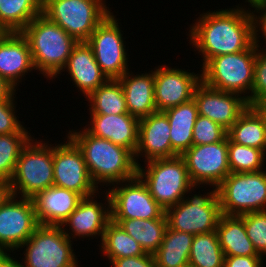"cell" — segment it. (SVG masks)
Instances as JSON below:
<instances>
[{
  "label": "cell",
  "mask_w": 266,
  "mask_h": 267,
  "mask_svg": "<svg viewBox=\"0 0 266 267\" xmlns=\"http://www.w3.org/2000/svg\"><path fill=\"white\" fill-rule=\"evenodd\" d=\"M42 142L33 137L21 150L10 180L12 195L32 199L54 185L53 146Z\"/></svg>",
  "instance_id": "5b68a950"
},
{
  "label": "cell",
  "mask_w": 266,
  "mask_h": 267,
  "mask_svg": "<svg viewBox=\"0 0 266 267\" xmlns=\"http://www.w3.org/2000/svg\"><path fill=\"white\" fill-rule=\"evenodd\" d=\"M123 87L128 113L141 119L157 112L154 100V71L134 75L128 70L118 79Z\"/></svg>",
  "instance_id": "cb8c5ba5"
},
{
  "label": "cell",
  "mask_w": 266,
  "mask_h": 267,
  "mask_svg": "<svg viewBox=\"0 0 266 267\" xmlns=\"http://www.w3.org/2000/svg\"><path fill=\"white\" fill-rule=\"evenodd\" d=\"M43 0H0V29L21 32L42 13Z\"/></svg>",
  "instance_id": "f546056e"
},
{
  "label": "cell",
  "mask_w": 266,
  "mask_h": 267,
  "mask_svg": "<svg viewBox=\"0 0 266 267\" xmlns=\"http://www.w3.org/2000/svg\"><path fill=\"white\" fill-rule=\"evenodd\" d=\"M262 256H225L223 267H263Z\"/></svg>",
  "instance_id": "b9f144b4"
},
{
  "label": "cell",
  "mask_w": 266,
  "mask_h": 267,
  "mask_svg": "<svg viewBox=\"0 0 266 267\" xmlns=\"http://www.w3.org/2000/svg\"><path fill=\"white\" fill-rule=\"evenodd\" d=\"M32 199L39 225L61 226L83 197L72 190L53 185Z\"/></svg>",
  "instance_id": "7402d4cb"
},
{
  "label": "cell",
  "mask_w": 266,
  "mask_h": 267,
  "mask_svg": "<svg viewBox=\"0 0 266 267\" xmlns=\"http://www.w3.org/2000/svg\"><path fill=\"white\" fill-rule=\"evenodd\" d=\"M236 7L203 12L190 26L189 40L201 53L203 66L213 57L248 50L253 45L251 10Z\"/></svg>",
  "instance_id": "6da1fadb"
},
{
  "label": "cell",
  "mask_w": 266,
  "mask_h": 267,
  "mask_svg": "<svg viewBox=\"0 0 266 267\" xmlns=\"http://www.w3.org/2000/svg\"><path fill=\"white\" fill-rule=\"evenodd\" d=\"M221 212L241 216L266 210V171L230 173L218 186Z\"/></svg>",
  "instance_id": "ba28073f"
},
{
  "label": "cell",
  "mask_w": 266,
  "mask_h": 267,
  "mask_svg": "<svg viewBox=\"0 0 266 267\" xmlns=\"http://www.w3.org/2000/svg\"><path fill=\"white\" fill-rule=\"evenodd\" d=\"M256 52L252 45L248 50L211 58L201 67V80L211 88L243 94L249 104Z\"/></svg>",
  "instance_id": "8992f818"
},
{
  "label": "cell",
  "mask_w": 266,
  "mask_h": 267,
  "mask_svg": "<svg viewBox=\"0 0 266 267\" xmlns=\"http://www.w3.org/2000/svg\"><path fill=\"white\" fill-rule=\"evenodd\" d=\"M116 184L120 186L113 184L106 190L111 200V219H157L165 213L138 175Z\"/></svg>",
  "instance_id": "4fadbf2b"
},
{
  "label": "cell",
  "mask_w": 266,
  "mask_h": 267,
  "mask_svg": "<svg viewBox=\"0 0 266 267\" xmlns=\"http://www.w3.org/2000/svg\"><path fill=\"white\" fill-rule=\"evenodd\" d=\"M227 130L211 119L198 115L193 128V145H205L222 141Z\"/></svg>",
  "instance_id": "8d00e7d4"
},
{
  "label": "cell",
  "mask_w": 266,
  "mask_h": 267,
  "mask_svg": "<svg viewBox=\"0 0 266 267\" xmlns=\"http://www.w3.org/2000/svg\"><path fill=\"white\" fill-rule=\"evenodd\" d=\"M27 39L35 70L48 80L63 70L78 41L43 13L35 17L22 31Z\"/></svg>",
  "instance_id": "3957f363"
},
{
  "label": "cell",
  "mask_w": 266,
  "mask_h": 267,
  "mask_svg": "<svg viewBox=\"0 0 266 267\" xmlns=\"http://www.w3.org/2000/svg\"><path fill=\"white\" fill-rule=\"evenodd\" d=\"M90 124L84 129L100 138L110 140L135 154L138 145L139 119L129 113L119 115L90 114ZM88 126V128H87Z\"/></svg>",
  "instance_id": "44dd1931"
},
{
  "label": "cell",
  "mask_w": 266,
  "mask_h": 267,
  "mask_svg": "<svg viewBox=\"0 0 266 267\" xmlns=\"http://www.w3.org/2000/svg\"><path fill=\"white\" fill-rule=\"evenodd\" d=\"M110 262L113 267H157L154 256L147 253L142 256L113 259Z\"/></svg>",
  "instance_id": "60d3db41"
},
{
  "label": "cell",
  "mask_w": 266,
  "mask_h": 267,
  "mask_svg": "<svg viewBox=\"0 0 266 267\" xmlns=\"http://www.w3.org/2000/svg\"><path fill=\"white\" fill-rule=\"evenodd\" d=\"M266 98V50L257 49L249 106Z\"/></svg>",
  "instance_id": "74e56055"
},
{
  "label": "cell",
  "mask_w": 266,
  "mask_h": 267,
  "mask_svg": "<svg viewBox=\"0 0 266 267\" xmlns=\"http://www.w3.org/2000/svg\"><path fill=\"white\" fill-rule=\"evenodd\" d=\"M194 186L218 187L231 173L228 159V137L222 141L192 145L182 155Z\"/></svg>",
  "instance_id": "7c38bea8"
},
{
  "label": "cell",
  "mask_w": 266,
  "mask_h": 267,
  "mask_svg": "<svg viewBox=\"0 0 266 267\" xmlns=\"http://www.w3.org/2000/svg\"><path fill=\"white\" fill-rule=\"evenodd\" d=\"M155 69L154 100L159 112L193 99L195 88L202 81L201 73L195 74L164 65H159Z\"/></svg>",
  "instance_id": "2e32d148"
},
{
  "label": "cell",
  "mask_w": 266,
  "mask_h": 267,
  "mask_svg": "<svg viewBox=\"0 0 266 267\" xmlns=\"http://www.w3.org/2000/svg\"><path fill=\"white\" fill-rule=\"evenodd\" d=\"M216 232L225 256H261L248 238L240 216L222 214Z\"/></svg>",
  "instance_id": "484cf974"
},
{
  "label": "cell",
  "mask_w": 266,
  "mask_h": 267,
  "mask_svg": "<svg viewBox=\"0 0 266 267\" xmlns=\"http://www.w3.org/2000/svg\"><path fill=\"white\" fill-rule=\"evenodd\" d=\"M70 130L68 136L80 148L92 182L99 185L113 184L134 178L137 164L134 154L110 140L93 136L85 129ZM102 183V184H101Z\"/></svg>",
  "instance_id": "7a4b0ae2"
},
{
  "label": "cell",
  "mask_w": 266,
  "mask_h": 267,
  "mask_svg": "<svg viewBox=\"0 0 266 267\" xmlns=\"http://www.w3.org/2000/svg\"><path fill=\"white\" fill-rule=\"evenodd\" d=\"M32 138L30 133L0 134V178H13L23 147Z\"/></svg>",
  "instance_id": "e575fe53"
},
{
  "label": "cell",
  "mask_w": 266,
  "mask_h": 267,
  "mask_svg": "<svg viewBox=\"0 0 266 267\" xmlns=\"http://www.w3.org/2000/svg\"><path fill=\"white\" fill-rule=\"evenodd\" d=\"M15 91L16 89L0 76V100H8Z\"/></svg>",
  "instance_id": "7bdbcfd3"
},
{
  "label": "cell",
  "mask_w": 266,
  "mask_h": 267,
  "mask_svg": "<svg viewBox=\"0 0 266 267\" xmlns=\"http://www.w3.org/2000/svg\"><path fill=\"white\" fill-rule=\"evenodd\" d=\"M265 155L263 150L237 144L228 138V159L231 173L263 170Z\"/></svg>",
  "instance_id": "836d02e7"
},
{
  "label": "cell",
  "mask_w": 266,
  "mask_h": 267,
  "mask_svg": "<svg viewBox=\"0 0 266 267\" xmlns=\"http://www.w3.org/2000/svg\"><path fill=\"white\" fill-rule=\"evenodd\" d=\"M11 254L0 252V267H23L22 262L15 260Z\"/></svg>",
  "instance_id": "f6af8a7d"
},
{
  "label": "cell",
  "mask_w": 266,
  "mask_h": 267,
  "mask_svg": "<svg viewBox=\"0 0 266 267\" xmlns=\"http://www.w3.org/2000/svg\"><path fill=\"white\" fill-rule=\"evenodd\" d=\"M33 69L27 39L21 32H3L0 35V76L17 89L22 78Z\"/></svg>",
  "instance_id": "ffe728a7"
},
{
  "label": "cell",
  "mask_w": 266,
  "mask_h": 267,
  "mask_svg": "<svg viewBox=\"0 0 266 267\" xmlns=\"http://www.w3.org/2000/svg\"><path fill=\"white\" fill-rule=\"evenodd\" d=\"M105 194L107 204L98 203L94 200L97 197L96 195L83 198L76 209L61 224L69 239L96 237L98 235L102 241L105 228L111 221V200L107 191ZM64 226L70 228L66 229Z\"/></svg>",
  "instance_id": "d6986e66"
},
{
  "label": "cell",
  "mask_w": 266,
  "mask_h": 267,
  "mask_svg": "<svg viewBox=\"0 0 266 267\" xmlns=\"http://www.w3.org/2000/svg\"><path fill=\"white\" fill-rule=\"evenodd\" d=\"M100 247L110 261L146 254L141 245L112 220L105 228Z\"/></svg>",
  "instance_id": "1f68e13d"
},
{
  "label": "cell",
  "mask_w": 266,
  "mask_h": 267,
  "mask_svg": "<svg viewBox=\"0 0 266 267\" xmlns=\"http://www.w3.org/2000/svg\"><path fill=\"white\" fill-rule=\"evenodd\" d=\"M12 196L10 181L0 178V207Z\"/></svg>",
  "instance_id": "ee69618b"
},
{
  "label": "cell",
  "mask_w": 266,
  "mask_h": 267,
  "mask_svg": "<svg viewBox=\"0 0 266 267\" xmlns=\"http://www.w3.org/2000/svg\"><path fill=\"white\" fill-rule=\"evenodd\" d=\"M38 226L33 199L12 195L0 207V252L17 250Z\"/></svg>",
  "instance_id": "9a60e30c"
},
{
  "label": "cell",
  "mask_w": 266,
  "mask_h": 267,
  "mask_svg": "<svg viewBox=\"0 0 266 267\" xmlns=\"http://www.w3.org/2000/svg\"><path fill=\"white\" fill-rule=\"evenodd\" d=\"M136 240L147 254L153 255L161 246L168 227L164 213L157 219H111Z\"/></svg>",
  "instance_id": "4316f807"
},
{
  "label": "cell",
  "mask_w": 266,
  "mask_h": 267,
  "mask_svg": "<svg viewBox=\"0 0 266 267\" xmlns=\"http://www.w3.org/2000/svg\"><path fill=\"white\" fill-rule=\"evenodd\" d=\"M145 164L147 167L138 165L137 175L165 211L183 200L188 192L190 194L197 188L189 178L186 162L181 155L155 159Z\"/></svg>",
  "instance_id": "277c9868"
},
{
  "label": "cell",
  "mask_w": 266,
  "mask_h": 267,
  "mask_svg": "<svg viewBox=\"0 0 266 267\" xmlns=\"http://www.w3.org/2000/svg\"><path fill=\"white\" fill-rule=\"evenodd\" d=\"M194 235L167 227L161 246L153 254L157 267H186Z\"/></svg>",
  "instance_id": "f1b7e54d"
},
{
  "label": "cell",
  "mask_w": 266,
  "mask_h": 267,
  "mask_svg": "<svg viewBox=\"0 0 266 267\" xmlns=\"http://www.w3.org/2000/svg\"><path fill=\"white\" fill-rule=\"evenodd\" d=\"M53 167L55 186L72 190L83 198L100 192L91 180L80 148L69 136L64 144L53 146Z\"/></svg>",
  "instance_id": "5bb4252c"
},
{
  "label": "cell",
  "mask_w": 266,
  "mask_h": 267,
  "mask_svg": "<svg viewBox=\"0 0 266 267\" xmlns=\"http://www.w3.org/2000/svg\"><path fill=\"white\" fill-rule=\"evenodd\" d=\"M143 155V156H142ZM178 156L172 149L170 140V124L164 112H155L139 119L138 145L134 154L137 166L139 157L145 163L155 159Z\"/></svg>",
  "instance_id": "ac0fdd59"
},
{
  "label": "cell",
  "mask_w": 266,
  "mask_h": 267,
  "mask_svg": "<svg viewBox=\"0 0 266 267\" xmlns=\"http://www.w3.org/2000/svg\"><path fill=\"white\" fill-rule=\"evenodd\" d=\"M205 195H189L165 211L170 229L192 235L216 231L222 215L218 187Z\"/></svg>",
  "instance_id": "30bf717a"
},
{
  "label": "cell",
  "mask_w": 266,
  "mask_h": 267,
  "mask_svg": "<svg viewBox=\"0 0 266 267\" xmlns=\"http://www.w3.org/2000/svg\"><path fill=\"white\" fill-rule=\"evenodd\" d=\"M90 114L128 113L123 87L118 79H109L87 97Z\"/></svg>",
  "instance_id": "4dcf8cb0"
},
{
  "label": "cell",
  "mask_w": 266,
  "mask_h": 267,
  "mask_svg": "<svg viewBox=\"0 0 266 267\" xmlns=\"http://www.w3.org/2000/svg\"><path fill=\"white\" fill-rule=\"evenodd\" d=\"M251 8H258L266 4V0H246Z\"/></svg>",
  "instance_id": "7dc6e473"
},
{
  "label": "cell",
  "mask_w": 266,
  "mask_h": 267,
  "mask_svg": "<svg viewBox=\"0 0 266 267\" xmlns=\"http://www.w3.org/2000/svg\"><path fill=\"white\" fill-rule=\"evenodd\" d=\"M63 69L61 72L67 69L70 79L85 98L108 80L96 62L91 46L86 41L78 42L74 46Z\"/></svg>",
  "instance_id": "603a6c76"
},
{
  "label": "cell",
  "mask_w": 266,
  "mask_h": 267,
  "mask_svg": "<svg viewBox=\"0 0 266 267\" xmlns=\"http://www.w3.org/2000/svg\"><path fill=\"white\" fill-rule=\"evenodd\" d=\"M14 93L8 100H0V134L28 133L15 115Z\"/></svg>",
  "instance_id": "f35d334b"
},
{
  "label": "cell",
  "mask_w": 266,
  "mask_h": 267,
  "mask_svg": "<svg viewBox=\"0 0 266 267\" xmlns=\"http://www.w3.org/2000/svg\"><path fill=\"white\" fill-rule=\"evenodd\" d=\"M224 258L216 231L194 235L189 254V266L223 267Z\"/></svg>",
  "instance_id": "d6a6232c"
},
{
  "label": "cell",
  "mask_w": 266,
  "mask_h": 267,
  "mask_svg": "<svg viewBox=\"0 0 266 267\" xmlns=\"http://www.w3.org/2000/svg\"><path fill=\"white\" fill-rule=\"evenodd\" d=\"M193 99L198 114L211 119L228 130L249 107L243 96L214 89L201 81L195 88Z\"/></svg>",
  "instance_id": "e0dca14e"
},
{
  "label": "cell",
  "mask_w": 266,
  "mask_h": 267,
  "mask_svg": "<svg viewBox=\"0 0 266 267\" xmlns=\"http://www.w3.org/2000/svg\"><path fill=\"white\" fill-rule=\"evenodd\" d=\"M258 12L260 15L257 16V14H254ZM254 12V13H253ZM251 17H252V22H253V45L257 49H261V46L259 44L260 40L258 36L259 34H262V38L264 36V41L266 40V4L263 6H260L258 8H255V10L251 11ZM259 28V29H258ZM258 32V33H257ZM262 32V33H261ZM266 43V41H265ZM264 50H266L264 48Z\"/></svg>",
  "instance_id": "ab89813d"
},
{
  "label": "cell",
  "mask_w": 266,
  "mask_h": 267,
  "mask_svg": "<svg viewBox=\"0 0 266 267\" xmlns=\"http://www.w3.org/2000/svg\"><path fill=\"white\" fill-rule=\"evenodd\" d=\"M111 12L96 27L86 41L92 48L96 62L107 79H119L128 70V55L122 30Z\"/></svg>",
  "instance_id": "8fae6325"
},
{
  "label": "cell",
  "mask_w": 266,
  "mask_h": 267,
  "mask_svg": "<svg viewBox=\"0 0 266 267\" xmlns=\"http://www.w3.org/2000/svg\"><path fill=\"white\" fill-rule=\"evenodd\" d=\"M62 226L39 225L19 248H25L23 267H79L73 245Z\"/></svg>",
  "instance_id": "9c48e42d"
},
{
  "label": "cell",
  "mask_w": 266,
  "mask_h": 267,
  "mask_svg": "<svg viewBox=\"0 0 266 267\" xmlns=\"http://www.w3.org/2000/svg\"><path fill=\"white\" fill-rule=\"evenodd\" d=\"M244 220L248 238L257 253L266 255V210L251 212L240 216Z\"/></svg>",
  "instance_id": "d590c367"
},
{
  "label": "cell",
  "mask_w": 266,
  "mask_h": 267,
  "mask_svg": "<svg viewBox=\"0 0 266 267\" xmlns=\"http://www.w3.org/2000/svg\"><path fill=\"white\" fill-rule=\"evenodd\" d=\"M252 106L262 116V118L264 119L265 127H266V102L264 100L263 101H259V102L255 103V104H253Z\"/></svg>",
  "instance_id": "bcb514c9"
},
{
  "label": "cell",
  "mask_w": 266,
  "mask_h": 267,
  "mask_svg": "<svg viewBox=\"0 0 266 267\" xmlns=\"http://www.w3.org/2000/svg\"><path fill=\"white\" fill-rule=\"evenodd\" d=\"M170 124L172 149L182 155L193 145V128L198 117L194 99L164 111Z\"/></svg>",
  "instance_id": "d4e9b609"
},
{
  "label": "cell",
  "mask_w": 266,
  "mask_h": 267,
  "mask_svg": "<svg viewBox=\"0 0 266 267\" xmlns=\"http://www.w3.org/2000/svg\"><path fill=\"white\" fill-rule=\"evenodd\" d=\"M227 137L232 142L260 149L266 153L264 119L253 106H249L227 130Z\"/></svg>",
  "instance_id": "83f0119b"
},
{
  "label": "cell",
  "mask_w": 266,
  "mask_h": 267,
  "mask_svg": "<svg viewBox=\"0 0 266 267\" xmlns=\"http://www.w3.org/2000/svg\"><path fill=\"white\" fill-rule=\"evenodd\" d=\"M105 0H43L42 13L78 42L87 41L109 11Z\"/></svg>",
  "instance_id": "52a82bcc"
}]
</instances>
